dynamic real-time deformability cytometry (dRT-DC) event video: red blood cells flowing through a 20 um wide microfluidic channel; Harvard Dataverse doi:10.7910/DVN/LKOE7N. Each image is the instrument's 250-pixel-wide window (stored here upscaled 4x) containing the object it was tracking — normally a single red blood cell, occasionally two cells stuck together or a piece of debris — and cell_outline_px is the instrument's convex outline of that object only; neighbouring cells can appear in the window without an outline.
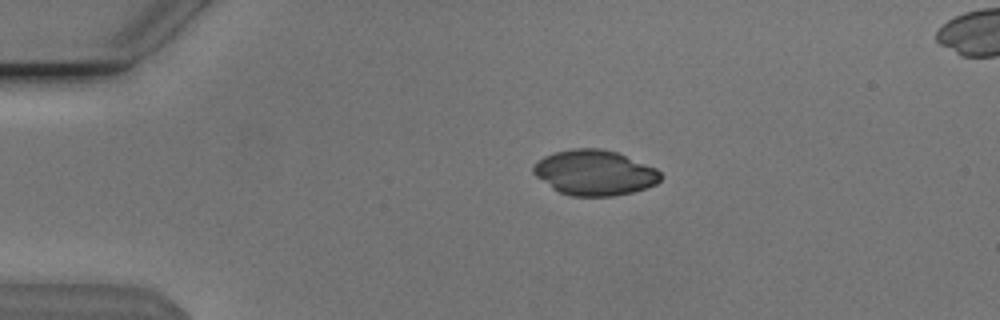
{"species": "Egyptian fruit bat (a non-hibernating species)", "species_latin": "Rousettus aegyptiacus", "temperature_condition": "cold", "stored_images_in_passage": 43, "camera_frame_rate_fps": 3000, "um_per_image_px": 0.085, "animal": {"sex": "male"}, "frame": {"image": 1, "passage_image": 1, "time_ms": 0.0, "image_size_px": [1000, 320], "cell_outline_px": [[664, 176], [656, 184], [632, 192], [612, 196], [572, 196], [560, 192], [552, 188], [536, 176], [532, 172], [532, 164], [544, 156], [556, 152], [572, 148], [600, 148], [616, 152], [656, 168]], "centroid_in_image_um": [50.52, 14.67], "position_along_channel_um": 34.5, "area_um2": 33.52}}
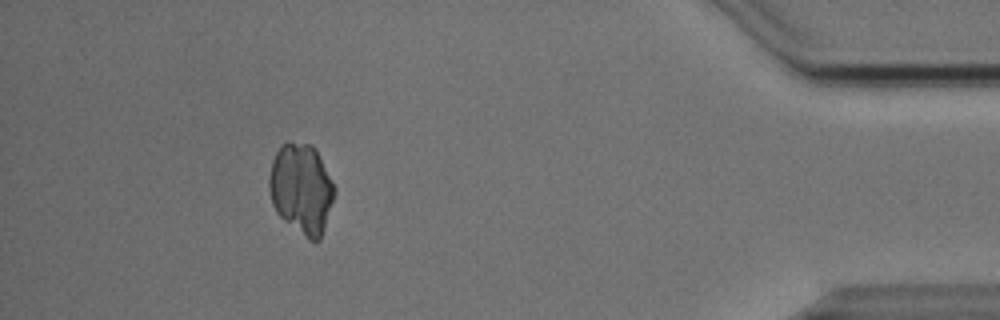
{"frame": {"image": 2, "passage_image": 38, "time_ms": 12.333, "image_size_px": [1000, 320], "cell_outline_px": [[336, 192], [320, 240], [316, 244], [308, 240], [284, 220], [276, 212], [272, 204], [268, 188], [268, 180], [272, 160], [276, 152], [284, 144], [312, 144], [316, 148], [336, 188]], "centroid_in_image_um": [25.63, 16.08], "position_along_channel_um": 409.6, "area_um2": 34.39}}